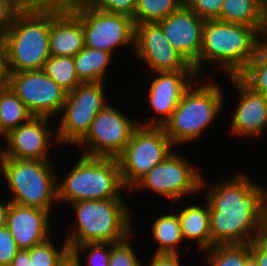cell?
Returning a JSON list of instances; mask_svg holds the SVG:
<instances>
[{"label": "cell", "instance_id": "obj_1", "mask_svg": "<svg viewBox=\"0 0 267 266\" xmlns=\"http://www.w3.org/2000/svg\"><path fill=\"white\" fill-rule=\"evenodd\" d=\"M235 174L207 188L211 248L249 244L265 234L267 189L241 171Z\"/></svg>", "mask_w": 267, "mask_h": 266}, {"label": "cell", "instance_id": "obj_2", "mask_svg": "<svg viewBox=\"0 0 267 266\" xmlns=\"http://www.w3.org/2000/svg\"><path fill=\"white\" fill-rule=\"evenodd\" d=\"M263 34L254 27L205 20L202 48L196 60V74L202 77V67L207 62L217 63V69L227 77L238 76L256 56Z\"/></svg>", "mask_w": 267, "mask_h": 266}, {"label": "cell", "instance_id": "obj_3", "mask_svg": "<svg viewBox=\"0 0 267 266\" xmlns=\"http://www.w3.org/2000/svg\"><path fill=\"white\" fill-rule=\"evenodd\" d=\"M51 5L22 7L3 36L8 72L42 70L51 56L49 35Z\"/></svg>", "mask_w": 267, "mask_h": 266}, {"label": "cell", "instance_id": "obj_4", "mask_svg": "<svg viewBox=\"0 0 267 266\" xmlns=\"http://www.w3.org/2000/svg\"><path fill=\"white\" fill-rule=\"evenodd\" d=\"M71 204L76 219L65 238L70 250L85 243L121 242L135 233L131 208L123 198L82 200Z\"/></svg>", "mask_w": 267, "mask_h": 266}, {"label": "cell", "instance_id": "obj_5", "mask_svg": "<svg viewBox=\"0 0 267 266\" xmlns=\"http://www.w3.org/2000/svg\"><path fill=\"white\" fill-rule=\"evenodd\" d=\"M200 79L197 77L185 90L180 103L163 126L176 148L177 145L200 140V136L207 132L206 129L214 124L216 118H219L220 110L222 111V89L214 81L204 82Z\"/></svg>", "mask_w": 267, "mask_h": 266}, {"label": "cell", "instance_id": "obj_6", "mask_svg": "<svg viewBox=\"0 0 267 266\" xmlns=\"http://www.w3.org/2000/svg\"><path fill=\"white\" fill-rule=\"evenodd\" d=\"M71 167L60 182L58 176V203L124 198L121 192L127 188L116 158L80 155Z\"/></svg>", "mask_w": 267, "mask_h": 266}, {"label": "cell", "instance_id": "obj_7", "mask_svg": "<svg viewBox=\"0 0 267 266\" xmlns=\"http://www.w3.org/2000/svg\"><path fill=\"white\" fill-rule=\"evenodd\" d=\"M53 167L51 161L0 157V172L11 191V203L52 212L58 202V176Z\"/></svg>", "mask_w": 267, "mask_h": 266}, {"label": "cell", "instance_id": "obj_8", "mask_svg": "<svg viewBox=\"0 0 267 266\" xmlns=\"http://www.w3.org/2000/svg\"><path fill=\"white\" fill-rule=\"evenodd\" d=\"M65 4L81 21L85 47L106 51L113 57L119 46L135 48L133 18L96 9L85 0H65Z\"/></svg>", "mask_w": 267, "mask_h": 266}, {"label": "cell", "instance_id": "obj_9", "mask_svg": "<svg viewBox=\"0 0 267 266\" xmlns=\"http://www.w3.org/2000/svg\"><path fill=\"white\" fill-rule=\"evenodd\" d=\"M174 148L163 127L139 125L126 148L116 158L127 190L155 165L163 162Z\"/></svg>", "mask_w": 267, "mask_h": 266}, {"label": "cell", "instance_id": "obj_10", "mask_svg": "<svg viewBox=\"0 0 267 266\" xmlns=\"http://www.w3.org/2000/svg\"><path fill=\"white\" fill-rule=\"evenodd\" d=\"M185 156L174 150L161 163L155 165L129 190H151L152 193L167 197L172 203L186 195L200 193L205 186L202 173ZM202 189V190H201Z\"/></svg>", "mask_w": 267, "mask_h": 266}, {"label": "cell", "instance_id": "obj_11", "mask_svg": "<svg viewBox=\"0 0 267 266\" xmlns=\"http://www.w3.org/2000/svg\"><path fill=\"white\" fill-rule=\"evenodd\" d=\"M104 84L81 83L67 93L56 128L58 144L76 146L86 136L95 116L109 104Z\"/></svg>", "mask_w": 267, "mask_h": 266}, {"label": "cell", "instance_id": "obj_12", "mask_svg": "<svg viewBox=\"0 0 267 266\" xmlns=\"http://www.w3.org/2000/svg\"><path fill=\"white\" fill-rule=\"evenodd\" d=\"M138 121L110 104L93 119L86 136L76 145L88 157L117 158L126 148Z\"/></svg>", "mask_w": 267, "mask_h": 266}, {"label": "cell", "instance_id": "obj_13", "mask_svg": "<svg viewBox=\"0 0 267 266\" xmlns=\"http://www.w3.org/2000/svg\"><path fill=\"white\" fill-rule=\"evenodd\" d=\"M7 86L34 116H58L67 92L42 70L8 72Z\"/></svg>", "mask_w": 267, "mask_h": 266}, {"label": "cell", "instance_id": "obj_14", "mask_svg": "<svg viewBox=\"0 0 267 266\" xmlns=\"http://www.w3.org/2000/svg\"><path fill=\"white\" fill-rule=\"evenodd\" d=\"M51 119L47 116H33L28 122L10 131L4 136L5 145L1 146L0 157L50 161L48 154L53 144L51 141L55 139L53 141L58 143L55 128L48 126Z\"/></svg>", "mask_w": 267, "mask_h": 266}, {"label": "cell", "instance_id": "obj_15", "mask_svg": "<svg viewBox=\"0 0 267 266\" xmlns=\"http://www.w3.org/2000/svg\"><path fill=\"white\" fill-rule=\"evenodd\" d=\"M132 52L149 67L151 73L194 70L193 66L172 47L157 22L135 25V48Z\"/></svg>", "mask_w": 267, "mask_h": 266}, {"label": "cell", "instance_id": "obj_16", "mask_svg": "<svg viewBox=\"0 0 267 266\" xmlns=\"http://www.w3.org/2000/svg\"><path fill=\"white\" fill-rule=\"evenodd\" d=\"M194 70L154 72L148 89V101L155 116L150 121L138 120L141 126L163 127L180 103L185 90L195 81Z\"/></svg>", "mask_w": 267, "mask_h": 266}, {"label": "cell", "instance_id": "obj_17", "mask_svg": "<svg viewBox=\"0 0 267 266\" xmlns=\"http://www.w3.org/2000/svg\"><path fill=\"white\" fill-rule=\"evenodd\" d=\"M166 39L194 68L202 48L205 20L183 4L177 11L157 22Z\"/></svg>", "mask_w": 267, "mask_h": 266}, {"label": "cell", "instance_id": "obj_18", "mask_svg": "<svg viewBox=\"0 0 267 266\" xmlns=\"http://www.w3.org/2000/svg\"><path fill=\"white\" fill-rule=\"evenodd\" d=\"M228 78L240 97L231 113L229 136L253 138L262 135L267 129V96L254 91L239 76Z\"/></svg>", "mask_w": 267, "mask_h": 266}, {"label": "cell", "instance_id": "obj_19", "mask_svg": "<svg viewBox=\"0 0 267 266\" xmlns=\"http://www.w3.org/2000/svg\"><path fill=\"white\" fill-rule=\"evenodd\" d=\"M50 213L37 207L10 204L6 226L20 250L31 249L51 237Z\"/></svg>", "mask_w": 267, "mask_h": 266}, {"label": "cell", "instance_id": "obj_20", "mask_svg": "<svg viewBox=\"0 0 267 266\" xmlns=\"http://www.w3.org/2000/svg\"><path fill=\"white\" fill-rule=\"evenodd\" d=\"M83 48L81 21L66 7L65 0H57L51 5L50 55L73 57Z\"/></svg>", "mask_w": 267, "mask_h": 266}, {"label": "cell", "instance_id": "obj_21", "mask_svg": "<svg viewBox=\"0 0 267 266\" xmlns=\"http://www.w3.org/2000/svg\"><path fill=\"white\" fill-rule=\"evenodd\" d=\"M220 20L267 32V0H224Z\"/></svg>", "mask_w": 267, "mask_h": 266}, {"label": "cell", "instance_id": "obj_22", "mask_svg": "<svg viewBox=\"0 0 267 266\" xmlns=\"http://www.w3.org/2000/svg\"><path fill=\"white\" fill-rule=\"evenodd\" d=\"M204 205H188L177 212L183 239L196 240L202 252L211 248L209 206L206 201Z\"/></svg>", "mask_w": 267, "mask_h": 266}, {"label": "cell", "instance_id": "obj_23", "mask_svg": "<svg viewBox=\"0 0 267 266\" xmlns=\"http://www.w3.org/2000/svg\"><path fill=\"white\" fill-rule=\"evenodd\" d=\"M112 57L106 51L84 46L77 55L73 56L79 80L82 83L105 82Z\"/></svg>", "mask_w": 267, "mask_h": 266}, {"label": "cell", "instance_id": "obj_24", "mask_svg": "<svg viewBox=\"0 0 267 266\" xmlns=\"http://www.w3.org/2000/svg\"><path fill=\"white\" fill-rule=\"evenodd\" d=\"M160 214L151 226L153 239L158 247L154 254H181L178 245L184 242L181 224L176 211Z\"/></svg>", "mask_w": 267, "mask_h": 266}, {"label": "cell", "instance_id": "obj_25", "mask_svg": "<svg viewBox=\"0 0 267 266\" xmlns=\"http://www.w3.org/2000/svg\"><path fill=\"white\" fill-rule=\"evenodd\" d=\"M33 116L8 86L0 89V132L3 136L28 122Z\"/></svg>", "mask_w": 267, "mask_h": 266}, {"label": "cell", "instance_id": "obj_26", "mask_svg": "<svg viewBox=\"0 0 267 266\" xmlns=\"http://www.w3.org/2000/svg\"><path fill=\"white\" fill-rule=\"evenodd\" d=\"M204 253L208 266H253L251 243L243 245H214Z\"/></svg>", "mask_w": 267, "mask_h": 266}, {"label": "cell", "instance_id": "obj_27", "mask_svg": "<svg viewBox=\"0 0 267 266\" xmlns=\"http://www.w3.org/2000/svg\"><path fill=\"white\" fill-rule=\"evenodd\" d=\"M42 71L67 93L82 83L77 76L73 57L70 56H50Z\"/></svg>", "mask_w": 267, "mask_h": 266}, {"label": "cell", "instance_id": "obj_28", "mask_svg": "<svg viewBox=\"0 0 267 266\" xmlns=\"http://www.w3.org/2000/svg\"><path fill=\"white\" fill-rule=\"evenodd\" d=\"M184 0H137L134 24L153 23L177 11Z\"/></svg>", "mask_w": 267, "mask_h": 266}, {"label": "cell", "instance_id": "obj_29", "mask_svg": "<svg viewBox=\"0 0 267 266\" xmlns=\"http://www.w3.org/2000/svg\"><path fill=\"white\" fill-rule=\"evenodd\" d=\"M52 239L50 237L29 249L33 266H63L71 259L70 247L66 240H63L62 248H58Z\"/></svg>", "mask_w": 267, "mask_h": 266}, {"label": "cell", "instance_id": "obj_30", "mask_svg": "<svg viewBox=\"0 0 267 266\" xmlns=\"http://www.w3.org/2000/svg\"><path fill=\"white\" fill-rule=\"evenodd\" d=\"M238 76L254 91L267 96V51L262 46Z\"/></svg>", "mask_w": 267, "mask_h": 266}, {"label": "cell", "instance_id": "obj_31", "mask_svg": "<svg viewBox=\"0 0 267 266\" xmlns=\"http://www.w3.org/2000/svg\"><path fill=\"white\" fill-rule=\"evenodd\" d=\"M87 266H108L111 255V243H85L75 245L71 250V259L77 266H82V254H87Z\"/></svg>", "mask_w": 267, "mask_h": 266}, {"label": "cell", "instance_id": "obj_32", "mask_svg": "<svg viewBox=\"0 0 267 266\" xmlns=\"http://www.w3.org/2000/svg\"><path fill=\"white\" fill-rule=\"evenodd\" d=\"M131 236H134L133 233L121 242L111 243L108 266H143L130 244Z\"/></svg>", "mask_w": 267, "mask_h": 266}, {"label": "cell", "instance_id": "obj_33", "mask_svg": "<svg viewBox=\"0 0 267 266\" xmlns=\"http://www.w3.org/2000/svg\"><path fill=\"white\" fill-rule=\"evenodd\" d=\"M90 6L109 13L133 18L137 0H85Z\"/></svg>", "mask_w": 267, "mask_h": 266}, {"label": "cell", "instance_id": "obj_34", "mask_svg": "<svg viewBox=\"0 0 267 266\" xmlns=\"http://www.w3.org/2000/svg\"><path fill=\"white\" fill-rule=\"evenodd\" d=\"M224 0H184V4L204 20H220Z\"/></svg>", "mask_w": 267, "mask_h": 266}, {"label": "cell", "instance_id": "obj_35", "mask_svg": "<svg viewBox=\"0 0 267 266\" xmlns=\"http://www.w3.org/2000/svg\"><path fill=\"white\" fill-rule=\"evenodd\" d=\"M19 250L9 228L0 227V266H9Z\"/></svg>", "mask_w": 267, "mask_h": 266}, {"label": "cell", "instance_id": "obj_36", "mask_svg": "<svg viewBox=\"0 0 267 266\" xmlns=\"http://www.w3.org/2000/svg\"><path fill=\"white\" fill-rule=\"evenodd\" d=\"M21 8L15 0H0V39L10 28L15 14Z\"/></svg>", "mask_w": 267, "mask_h": 266}, {"label": "cell", "instance_id": "obj_37", "mask_svg": "<svg viewBox=\"0 0 267 266\" xmlns=\"http://www.w3.org/2000/svg\"><path fill=\"white\" fill-rule=\"evenodd\" d=\"M253 266H267V235L264 234L251 242Z\"/></svg>", "mask_w": 267, "mask_h": 266}, {"label": "cell", "instance_id": "obj_38", "mask_svg": "<svg viewBox=\"0 0 267 266\" xmlns=\"http://www.w3.org/2000/svg\"><path fill=\"white\" fill-rule=\"evenodd\" d=\"M179 256L180 254H154L148 266H181Z\"/></svg>", "mask_w": 267, "mask_h": 266}, {"label": "cell", "instance_id": "obj_39", "mask_svg": "<svg viewBox=\"0 0 267 266\" xmlns=\"http://www.w3.org/2000/svg\"><path fill=\"white\" fill-rule=\"evenodd\" d=\"M8 71L2 40L0 39V89L7 87Z\"/></svg>", "mask_w": 267, "mask_h": 266}, {"label": "cell", "instance_id": "obj_40", "mask_svg": "<svg viewBox=\"0 0 267 266\" xmlns=\"http://www.w3.org/2000/svg\"><path fill=\"white\" fill-rule=\"evenodd\" d=\"M9 266H33L29 256V249L19 250Z\"/></svg>", "mask_w": 267, "mask_h": 266}, {"label": "cell", "instance_id": "obj_41", "mask_svg": "<svg viewBox=\"0 0 267 266\" xmlns=\"http://www.w3.org/2000/svg\"><path fill=\"white\" fill-rule=\"evenodd\" d=\"M21 7H45L54 4L57 0H15Z\"/></svg>", "mask_w": 267, "mask_h": 266}, {"label": "cell", "instance_id": "obj_42", "mask_svg": "<svg viewBox=\"0 0 267 266\" xmlns=\"http://www.w3.org/2000/svg\"><path fill=\"white\" fill-rule=\"evenodd\" d=\"M11 201L8 199L7 201H1L0 199V227L6 225L7 220V212L10 207Z\"/></svg>", "mask_w": 267, "mask_h": 266}, {"label": "cell", "instance_id": "obj_43", "mask_svg": "<svg viewBox=\"0 0 267 266\" xmlns=\"http://www.w3.org/2000/svg\"><path fill=\"white\" fill-rule=\"evenodd\" d=\"M261 46L267 51V32L262 36Z\"/></svg>", "mask_w": 267, "mask_h": 266}, {"label": "cell", "instance_id": "obj_44", "mask_svg": "<svg viewBox=\"0 0 267 266\" xmlns=\"http://www.w3.org/2000/svg\"><path fill=\"white\" fill-rule=\"evenodd\" d=\"M63 266H77L76 264H75V262L72 260V259H70L66 264H64Z\"/></svg>", "mask_w": 267, "mask_h": 266}, {"label": "cell", "instance_id": "obj_45", "mask_svg": "<svg viewBox=\"0 0 267 266\" xmlns=\"http://www.w3.org/2000/svg\"><path fill=\"white\" fill-rule=\"evenodd\" d=\"M265 234L267 235V208H266V224H265Z\"/></svg>", "mask_w": 267, "mask_h": 266}, {"label": "cell", "instance_id": "obj_46", "mask_svg": "<svg viewBox=\"0 0 267 266\" xmlns=\"http://www.w3.org/2000/svg\"><path fill=\"white\" fill-rule=\"evenodd\" d=\"M0 138H4V136L1 134V132H0ZM0 149H1V145H0Z\"/></svg>", "mask_w": 267, "mask_h": 266}]
</instances>
